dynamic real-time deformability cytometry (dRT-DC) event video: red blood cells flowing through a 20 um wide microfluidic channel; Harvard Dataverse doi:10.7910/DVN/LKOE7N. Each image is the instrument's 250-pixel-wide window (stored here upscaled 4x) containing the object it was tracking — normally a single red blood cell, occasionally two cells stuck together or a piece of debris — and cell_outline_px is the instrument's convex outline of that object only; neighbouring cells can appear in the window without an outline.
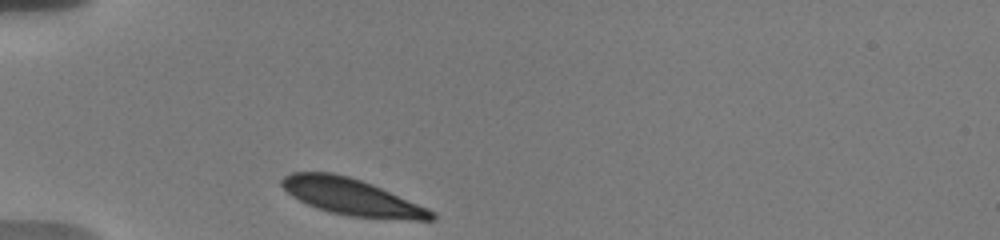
{"species": "human", "species_latin": "Homo sapiens", "temperature_condition": "warm", "stored_images_in_passage": 33, "camera_frame_rate_fps": 3000, "um_per_image_px": 0.085, "donor": {"sex": "male"}, "frame": {"image": 1, "passage_image": 1, "time_ms": 0.0, "image_size_px": [1000, 240], "cell_outline_px": [[436, 220], [412, 220], [352, 216], [332, 212], [316, 208], [292, 196], [280, 184], [280, 180], [284, 176], [292, 172], [332, 172], [348, 176], [372, 184], [428, 208], [436, 212]], "centroid_in_image_um": [29.91, 16.74], "position_along_channel_um": 55.1, "area_um2": 31.67}}
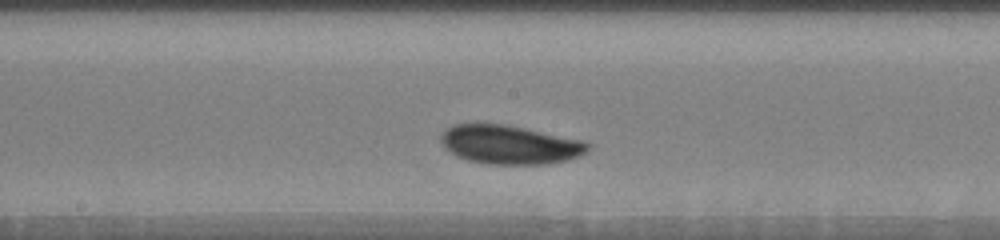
{"frame": {"image": 2, "passage_image": 15, "time_ms": 4.667, "image_size_px": [1000, 240], "cell_outline_px": [[592, 144], [580, 156], [568, 160], [548, 164], [488, 164], [468, 160], [456, 156], [444, 148], [440, 140], [440, 132], [452, 124], [504, 124], [584, 140]], "centroid_in_image_um": [43.31, 12.29], "position_along_channel_um": 204.9, "area_um2": 33.47}}
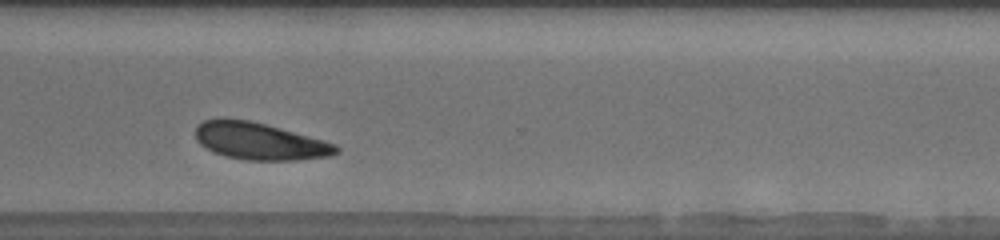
{"frame": {"image": 3, "passage_image": 27, "time_ms": 8.667, "image_size_px": [1000, 240], "cell_outline_px": [[340, 152], [332, 156], [296, 160], [248, 160], [224, 156], [200, 144], [196, 140], [196, 128], [204, 120], [224, 116], [248, 120], [264, 124], [324, 140], [336, 144], [340, 148]], "centroid_in_image_um": [22.08, 11.99], "position_along_channel_um": 348.5, "area_um2": 30.46}, "authors_computed_cell_mechanics": {"area_um2": 32.2524, "velocity_mm_per_s": 3.587, "shape_relaxation_time_tau1_ms": 3.0289, "shape_relaxation_time_tau2_ms": null, "deformation_change_tau1": 0.0842, "deformation_change_tau2": null}}